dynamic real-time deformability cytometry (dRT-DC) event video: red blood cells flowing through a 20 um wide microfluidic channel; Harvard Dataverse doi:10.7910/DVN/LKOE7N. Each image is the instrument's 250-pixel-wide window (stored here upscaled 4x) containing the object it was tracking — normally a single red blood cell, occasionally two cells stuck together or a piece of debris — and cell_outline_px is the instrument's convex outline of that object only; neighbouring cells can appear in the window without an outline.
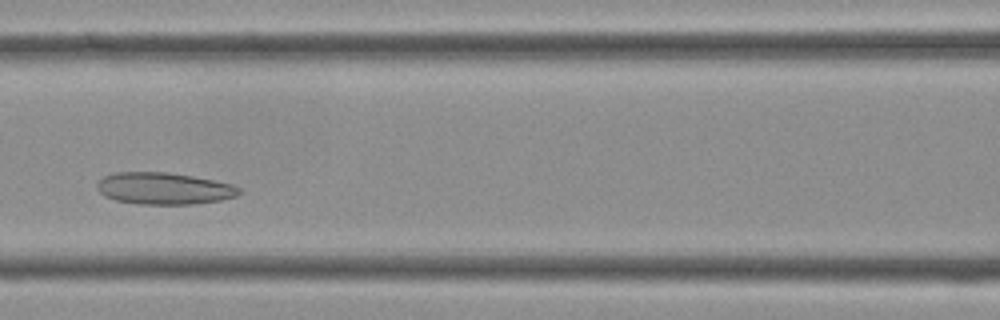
{"species": "Egyptian fruit bat (a non-hibernating species)", "species_latin": "Rousettus aegyptiacus", "temperature_condition": "cold", "stored_images_in_passage": 34, "camera_frame_rate_fps": 3000, "um_per_image_px": 0.085, "frame": {"image": 1, "passage_image": 11, "time_ms": 3.333, "image_size_px": [1000, 320], "cell_outline_px": [[240, 192], [236, 196], [220, 200], [192, 204], [140, 204], [116, 200], [104, 196], [96, 188], [96, 184], [104, 176], [116, 172], [168, 172], [192, 176], [232, 184], [240, 188]], "centroid_in_image_um": [13.91, 16.01], "position_along_channel_um": 152.7, "area_um2": 26.24}}
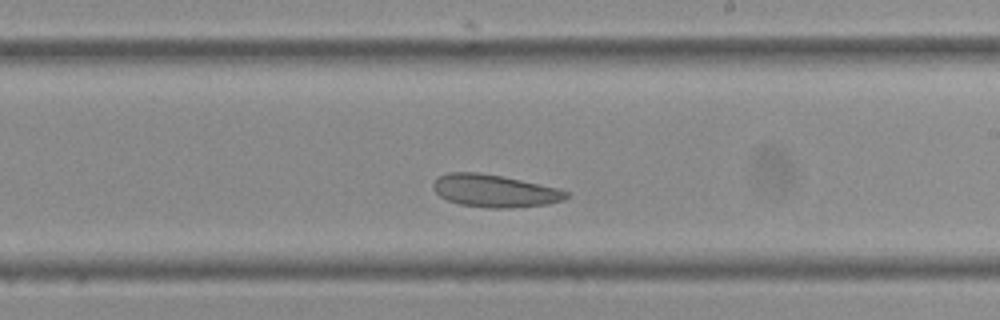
{"frame": {"image": 2, "passage_image": 17, "time_ms": 5.333, "image_size_px": [1000, 320], "cell_outline_px": [[568, 196], [564, 200], [548, 204], [512, 208], [488, 208], [460, 204], [448, 200], [440, 196], [432, 188], [432, 184], [440, 176], [448, 172], [480, 172], [560, 188], [568, 192]], "centroid_in_image_um": [42.05, 16.23], "position_along_channel_um": 246.9, "area_um2": 25.2}}
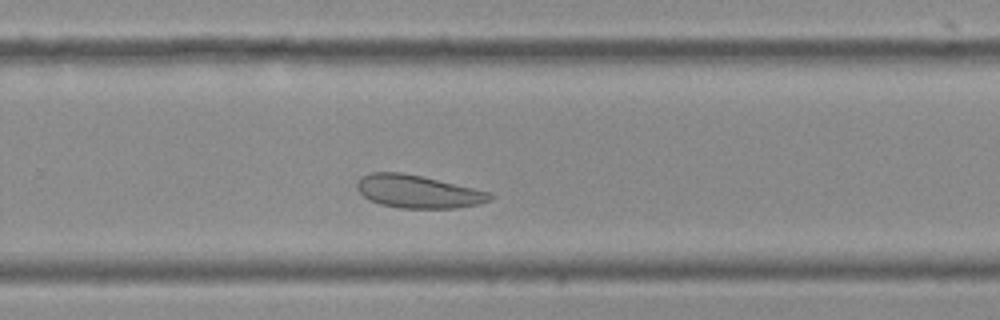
{"frame": {"image": 3, "passage_image": 20, "time_ms": 6.333, "image_size_px": [1000, 320], "cell_outline_px": [[492, 200], [480, 204], [452, 208], [400, 208], [380, 204], [368, 200], [356, 188], [356, 184], [360, 176], [368, 172], [400, 172], [420, 176], [472, 188], [488, 192], [492, 196]], "centroid_in_image_um": [35.46, 16.28], "position_along_channel_um": 294.3, "area_um2": 25.32}}